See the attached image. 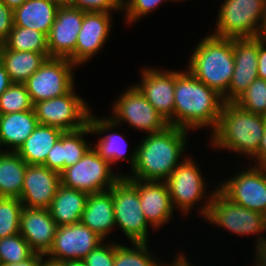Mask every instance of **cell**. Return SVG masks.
Segmentation results:
<instances>
[{"instance_id": "cell-1", "label": "cell", "mask_w": 266, "mask_h": 266, "mask_svg": "<svg viewBox=\"0 0 266 266\" xmlns=\"http://www.w3.org/2000/svg\"><path fill=\"white\" fill-rule=\"evenodd\" d=\"M189 130L169 125L164 130L147 134L136 148V163L127 179L165 181L186 158ZM184 158H183V157ZM182 157V158H181ZM182 159V160H181Z\"/></svg>"}, {"instance_id": "cell-2", "label": "cell", "mask_w": 266, "mask_h": 266, "mask_svg": "<svg viewBox=\"0 0 266 266\" xmlns=\"http://www.w3.org/2000/svg\"><path fill=\"white\" fill-rule=\"evenodd\" d=\"M223 96L195 78L188 70L175 71L174 126L186 130L211 128L219 121Z\"/></svg>"}, {"instance_id": "cell-3", "label": "cell", "mask_w": 266, "mask_h": 266, "mask_svg": "<svg viewBox=\"0 0 266 266\" xmlns=\"http://www.w3.org/2000/svg\"><path fill=\"white\" fill-rule=\"evenodd\" d=\"M266 127L263 115L242 109L235 102H224L216 128L210 133V144L248 156L258 165V147Z\"/></svg>"}, {"instance_id": "cell-4", "label": "cell", "mask_w": 266, "mask_h": 266, "mask_svg": "<svg viewBox=\"0 0 266 266\" xmlns=\"http://www.w3.org/2000/svg\"><path fill=\"white\" fill-rule=\"evenodd\" d=\"M197 44L187 70L224 96L228 92L235 66L233 39L206 34Z\"/></svg>"}, {"instance_id": "cell-5", "label": "cell", "mask_w": 266, "mask_h": 266, "mask_svg": "<svg viewBox=\"0 0 266 266\" xmlns=\"http://www.w3.org/2000/svg\"><path fill=\"white\" fill-rule=\"evenodd\" d=\"M165 182L169 190L173 209L179 208L177 210L186 215L197 202L199 203L205 198L206 201L202 203L199 214L201 217L206 216L217 186L213 191H208L209 194L207 193L208 196H206L207 183L194 159L186 156Z\"/></svg>"}, {"instance_id": "cell-6", "label": "cell", "mask_w": 266, "mask_h": 266, "mask_svg": "<svg viewBox=\"0 0 266 266\" xmlns=\"http://www.w3.org/2000/svg\"><path fill=\"white\" fill-rule=\"evenodd\" d=\"M209 224L224 228L239 236L256 235V245L266 241V216L233 203L218 189L215 190L204 217ZM263 233V234H262Z\"/></svg>"}, {"instance_id": "cell-7", "label": "cell", "mask_w": 266, "mask_h": 266, "mask_svg": "<svg viewBox=\"0 0 266 266\" xmlns=\"http://www.w3.org/2000/svg\"><path fill=\"white\" fill-rule=\"evenodd\" d=\"M266 0H224L218 12L215 31L220 38H256Z\"/></svg>"}, {"instance_id": "cell-8", "label": "cell", "mask_w": 266, "mask_h": 266, "mask_svg": "<svg viewBox=\"0 0 266 266\" xmlns=\"http://www.w3.org/2000/svg\"><path fill=\"white\" fill-rule=\"evenodd\" d=\"M112 169L110 163L91 146L76 164L60 173L61 184L87 194L107 191L123 176Z\"/></svg>"}, {"instance_id": "cell-9", "label": "cell", "mask_w": 266, "mask_h": 266, "mask_svg": "<svg viewBox=\"0 0 266 266\" xmlns=\"http://www.w3.org/2000/svg\"><path fill=\"white\" fill-rule=\"evenodd\" d=\"M109 190L113 197L116 226L130 243L148 242V227L152 226L143 215L137 188L122 176Z\"/></svg>"}, {"instance_id": "cell-10", "label": "cell", "mask_w": 266, "mask_h": 266, "mask_svg": "<svg viewBox=\"0 0 266 266\" xmlns=\"http://www.w3.org/2000/svg\"><path fill=\"white\" fill-rule=\"evenodd\" d=\"M74 88L75 86L60 97L35 103L34 111L38 123L63 131H75L85 127L88 124L91 109Z\"/></svg>"}, {"instance_id": "cell-11", "label": "cell", "mask_w": 266, "mask_h": 266, "mask_svg": "<svg viewBox=\"0 0 266 266\" xmlns=\"http://www.w3.org/2000/svg\"><path fill=\"white\" fill-rule=\"evenodd\" d=\"M74 67L77 66L67 58H47L24 82L33 104L65 95L76 86Z\"/></svg>"}, {"instance_id": "cell-12", "label": "cell", "mask_w": 266, "mask_h": 266, "mask_svg": "<svg viewBox=\"0 0 266 266\" xmlns=\"http://www.w3.org/2000/svg\"><path fill=\"white\" fill-rule=\"evenodd\" d=\"M112 104V116L110 118L119 126L128 123L129 127L142 130L146 134L164 130L169 123L148 102L139 89L133 85L127 87Z\"/></svg>"}, {"instance_id": "cell-13", "label": "cell", "mask_w": 266, "mask_h": 266, "mask_svg": "<svg viewBox=\"0 0 266 266\" xmlns=\"http://www.w3.org/2000/svg\"><path fill=\"white\" fill-rule=\"evenodd\" d=\"M227 179L217 187L226 198L266 216V166L253 163Z\"/></svg>"}, {"instance_id": "cell-14", "label": "cell", "mask_w": 266, "mask_h": 266, "mask_svg": "<svg viewBox=\"0 0 266 266\" xmlns=\"http://www.w3.org/2000/svg\"><path fill=\"white\" fill-rule=\"evenodd\" d=\"M104 240L81 222L58 226L52 247L45 254L56 261L83 260Z\"/></svg>"}, {"instance_id": "cell-15", "label": "cell", "mask_w": 266, "mask_h": 266, "mask_svg": "<svg viewBox=\"0 0 266 266\" xmlns=\"http://www.w3.org/2000/svg\"><path fill=\"white\" fill-rule=\"evenodd\" d=\"M85 12L71 6H60L47 35L49 58H67L75 64V47Z\"/></svg>"}, {"instance_id": "cell-16", "label": "cell", "mask_w": 266, "mask_h": 266, "mask_svg": "<svg viewBox=\"0 0 266 266\" xmlns=\"http://www.w3.org/2000/svg\"><path fill=\"white\" fill-rule=\"evenodd\" d=\"M140 75L141 83L135 86L169 125L174 126L175 71L147 67Z\"/></svg>"}, {"instance_id": "cell-17", "label": "cell", "mask_w": 266, "mask_h": 266, "mask_svg": "<svg viewBox=\"0 0 266 266\" xmlns=\"http://www.w3.org/2000/svg\"><path fill=\"white\" fill-rule=\"evenodd\" d=\"M234 72L224 102H235L258 78V37L233 39Z\"/></svg>"}, {"instance_id": "cell-18", "label": "cell", "mask_w": 266, "mask_h": 266, "mask_svg": "<svg viewBox=\"0 0 266 266\" xmlns=\"http://www.w3.org/2000/svg\"><path fill=\"white\" fill-rule=\"evenodd\" d=\"M111 20V13L85 12L75 47L77 67L89 62L95 54L100 53L110 36L113 24Z\"/></svg>"}, {"instance_id": "cell-19", "label": "cell", "mask_w": 266, "mask_h": 266, "mask_svg": "<svg viewBox=\"0 0 266 266\" xmlns=\"http://www.w3.org/2000/svg\"><path fill=\"white\" fill-rule=\"evenodd\" d=\"M60 184V173L43 165H27L19 200L28 208L48 209Z\"/></svg>"}, {"instance_id": "cell-20", "label": "cell", "mask_w": 266, "mask_h": 266, "mask_svg": "<svg viewBox=\"0 0 266 266\" xmlns=\"http://www.w3.org/2000/svg\"><path fill=\"white\" fill-rule=\"evenodd\" d=\"M138 190L141 209L152 230L162 227L172 218L169 190L165 181L128 179Z\"/></svg>"}, {"instance_id": "cell-21", "label": "cell", "mask_w": 266, "mask_h": 266, "mask_svg": "<svg viewBox=\"0 0 266 266\" xmlns=\"http://www.w3.org/2000/svg\"><path fill=\"white\" fill-rule=\"evenodd\" d=\"M57 227L48 209L23 206L19 234L35 253L46 254L49 251L53 245Z\"/></svg>"}, {"instance_id": "cell-22", "label": "cell", "mask_w": 266, "mask_h": 266, "mask_svg": "<svg viewBox=\"0 0 266 266\" xmlns=\"http://www.w3.org/2000/svg\"><path fill=\"white\" fill-rule=\"evenodd\" d=\"M92 112L93 111H91L88 118L90 133L96 135L103 133V137H99L97 144H95L96 146L93 145V148L97 151L98 155L108 161L112 167L114 164H117L119 160H122L130 162L131 168H133L136 163V148L131 155L127 154L130 156L129 158L126 157L129 145L125 135H123V133L110 132L116 129V127H119V125L109 116L107 118H100L93 116ZM104 133H106V135Z\"/></svg>"}, {"instance_id": "cell-23", "label": "cell", "mask_w": 266, "mask_h": 266, "mask_svg": "<svg viewBox=\"0 0 266 266\" xmlns=\"http://www.w3.org/2000/svg\"><path fill=\"white\" fill-rule=\"evenodd\" d=\"M90 133V127L75 131H64L48 152L43 166L61 173L65 168L76 164L92 146L84 137Z\"/></svg>"}, {"instance_id": "cell-24", "label": "cell", "mask_w": 266, "mask_h": 266, "mask_svg": "<svg viewBox=\"0 0 266 266\" xmlns=\"http://www.w3.org/2000/svg\"><path fill=\"white\" fill-rule=\"evenodd\" d=\"M80 222L106 240L116 227L113 197L110 190L89 194Z\"/></svg>"}, {"instance_id": "cell-25", "label": "cell", "mask_w": 266, "mask_h": 266, "mask_svg": "<svg viewBox=\"0 0 266 266\" xmlns=\"http://www.w3.org/2000/svg\"><path fill=\"white\" fill-rule=\"evenodd\" d=\"M38 124L34 110L0 115V151L16 152Z\"/></svg>"}, {"instance_id": "cell-26", "label": "cell", "mask_w": 266, "mask_h": 266, "mask_svg": "<svg viewBox=\"0 0 266 266\" xmlns=\"http://www.w3.org/2000/svg\"><path fill=\"white\" fill-rule=\"evenodd\" d=\"M59 7L51 0H26L13 10L14 26L32 28L48 35Z\"/></svg>"}, {"instance_id": "cell-27", "label": "cell", "mask_w": 266, "mask_h": 266, "mask_svg": "<svg viewBox=\"0 0 266 266\" xmlns=\"http://www.w3.org/2000/svg\"><path fill=\"white\" fill-rule=\"evenodd\" d=\"M89 194L60 184L48 208L57 226L80 222Z\"/></svg>"}, {"instance_id": "cell-28", "label": "cell", "mask_w": 266, "mask_h": 266, "mask_svg": "<svg viewBox=\"0 0 266 266\" xmlns=\"http://www.w3.org/2000/svg\"><path fill=\"white\" fill-rule=\"evenodd\" d=\"M63 132V130L53 126L38 124L16 153L28 165H43L48 152Z\"/></svg>"}, {"instance_id": "cell-29", "label": "cell", "mask_w": 266, "mask_h": 266, "mask_svg": "<svg viewBox=\"0 0 266 266\" xmlns=\"http://www.w3.org/2000/svg\"><path fill=\"white\" fill-rule=\"evenodd\" d=\"M46 59L42 53L9 50L0 44V61L12 83H24Z\"/></svg>"}, {"instance_id": "cell-30", "label": "cell", "mask_w": 266, "mask_h": 266, "mask_svg": "<svg viewBox=\"0 0 266 266\" xmlns=\"http://www.w3.org/2000/svg\"><path fill=\"white\" fill-rule=\"evenodd\" d=\"M27 165L16 152L0 151V197L20 198Z\"/></svg>"}, {"instance_id": "cell-31", "label": "cell", "mask_w": 266, "mask_h": 266, "mask_svg": "<svg viewBox=\"0 0 266 266\" xmlns=\"http://www.w3.org/2000/svg\"><path fill=\"white\" fill-rule=\"evenodd\" d=\"M7 49L42 53L49 58L47 35L32 28L13 26L8 38L2 43Z\"/></svg>"}, {"instance_id": "cell-32", "label": "cell", "mask_w": 266, "mask_h": 266, "mask_svg": "<svg viewBox=\"0 0 266 266\" xmlns=\"http://www.w3.org/2000/svg\"><path fill=\"white\" fill-rule=\"evenodd\" d=\"M132 248L114 243V266H164L149 250L148 242H132Z\"/></svg>"}, {"instance_id": "cell-33", "label": "cell", "mask_w": 266, "mask_h": 266, "mask_svg": "<svg viewBox=\"0 0 266 266\" xmlns=\"http://www.w3.org/2000/svg\"><path fill=\"white\" fill-rule=\"evenodd\" d=\"M34 110V104L24 83H12L0 95V115Z\"/></svg>"}, {"instance_id": "cell-34", "label": "cell", "mask_w": 266, "mask_h": 266, "mask_svg": "<svg viewBox=\"0 0 266 266\" xmlns=\"http://www.w3.org/2000/svg\"><path fill=\"white\" fill-rule=\"evenodd\" d=\"M22 208L19 198L0 197V239L19 234Z\"/></svg>"}, {"instance_id": "cell-35", "label": "cell", "mask_w": 266, "mask_h": 266, "mask_svg": "<svg viewBox=\"0 0 266 266\" xmlns=\"http://www.w3.org/2000/svg\"><path fill=\"white\" fill-rule=\"evenodd\" d=\"M35 252L20 235L0 239V264L20 263L30 258Z\"/></svg>"}, {"instance_id": "cell-36", "label": "cell", "mask_w": 266, "mask_h": 266, "mask_svg": "<svg viewBox=\"0 0 266 266\" xmlns=\"http://www.w3.org/2000/svg\"><path fill=\"white\" fill-rule=\"evenodd\" d=\"M235 103L246 111L264 115L266 113V80L256 78Z\"/></svg>"}, {"instance_id": "cell-37", "label": "cell", "mask_w": 266, "mask_h": 266, "mask_svg": "<svg viewBox=\"0 0 266 266\" xmlns=\"http://www.w3.org/2000/svg\"><path fill=\"white\" fill-rule=\"evenodd\" d=\"M175 0H123L124 20L129 24L136 23L140 17L147 16L163 2Z\"/></svg>"}, {"instance_id": "cell-38", "label": "cell", "mask_w": 266, "mask_h": 266, "mask_svg": "<svg viewBox=\"0 0 266 266\" xmlns=\"http://www.w3.org/2000/svg\"><path fill=\"white\" fill-rule=\"evenodd\" d=\"M69 6L83 12H123V0H72Z\"/></svg>"}, {"instance_id": "cell-39", "label": "cell", "mask_w": 266, "mask_h": 266, "mask_svg": "<svg viewBox=\"0 0 266 266\" xmlns=\"http://www.w3.org/2000/svg\"><path fill=\"white\" fill-rule=\"evenodd\" d=\"M105 243V244H104ZM85 266H114V242H102L83 260Z\"/></svg>"}, {"instance_id": "cell-40", "label": "cell", "mask_w": 266, "mask_h": 266, "mask_svg": "<svg viewBox=\"0 0 266 266\" xmlns=\"http://www.w3.org/2000/svg\"><path fill=\"white\" fill-rule=\"evenodd\" d=\"M13 26V9L0 0V44L8 38Z\"/></svg>"}, {"instance_id": "cell-41", "label": "cell", "mask_w": 266, "mask_h": 266, "mask_svg": "<svg viewBox=\"0 0 266 266\" xmlns=\"http://www.w3.org/2000/svg\"><path fill=\"white\" fill-rule=\"evenodd\" d=\"M258 78L266 80V40L258 38Z\"/></svg>"}, {"instance_id": "cell-42", "label": "cell", "mask_w": 266, "mask_h": 266, "mask_svg": "<svg viewBox=\"0 0 266 266\" xmlns=\"http://www.w3.org/2000/svg\"><path fill=\"white\" fill-rule=\"evenodd\" d=\"M44 256L45 254L34 253L30 258L23 262L13 264H0V266H41L42 258Z\"/></svg>"}, {"instance_id": "cell-43", "label": "cell", "mask_w": 266, "mask_h": 266, "mask_svg": "<svg viewBox=\"0 0 266 266\" xmlns=\"http://www.w3.org/2000/svg\"><path fill=\"white\" fill-rule=\"evenodd\" d=\"M254 262L259 266H266V241L261 244L255 245Z\"/></svg>"}, {"instance_id": "cell-44", "label": "cell", "mask_w": 266, "mask_h": 266, "mask_svg": "<svg viewBox=\"0 0 266 266\" xmlns=\"http://www.w3.org/2000/svg\"><path fill=\"white\" fill-rule=\"evenodd\" d=\"M12 84L3 63L0 61V95Z\"/></svg>"}, {"instance_id": "cell-45", "label": "cell", "mask_w": 266, "mask_h": 266, "mask_svg": "<svg viewBox=\"0 0 266 266\" xmlns=\"http://www.w3.org/2000/svg\"><path fill=\"white\" fill-rule=\"evenodd\" d=\"M258 165L266 166V127L258 147Z\"/></svg>"}, {"instance_id": "cell-46", "label": "cell", "mask_w": 266, "mask_h": 266, "mask_svg": "<svg viewBox=\"0 0 266 266\" xmlns=\"http://www.w3.org/2000/svg\"><path fill=\"white\" fill-rule=\"evenodd\" d=\"M187 259L188 258L184 255V252L183 254L179 252L171 263H164V266H193Z\"/></svg>"}, {"instance_id": "cell-47", "label": "cell", "mask_w": 266, "mask_h": 266, "mask_svg": "<svg viewBox=\"0 0 266 266\" xmlns=\"http://www.w3.org/2000/svg\"><path fill=\"white\" fill-rule=\"evenodd\" d=\"M258 38L265 39L266 40V6L264 9L261 25L259 28Z\"/></svg>"}, {"instance_id": "cell-48", "label": "cell", "mask_w": 266, "mask_h": 266, "mask_svg": "<svg viewBox=\"0 0 266 266\" xmlns=\"http://www.w3.org/2000/svg\"><path fill=\"white\" fill-rule=\"evenodd\" d=\"M41 266H64V262L52 260L45 256L42 258Z\"/></svg>"}, {"instance_id": "cell-49", "label": "cell", "mask_w": 266, "mask_h": 266, "mask_svg": "<svg viewBox=\"0 0 266 266\" xmlns=\"http://www.w3.org/2000/svg\"><path fill=\"white\" fill-rule=\"evenodd\" d=\"M6 6L12 8L13 10L21 6L26 0H1Z\"/></svg>"}, {"instance_id": "cell-50", "label": "cell", "mask_w": 266, "mask_h": 266, "mask_svg": "<svg viewBox=\"0 0 266 266\" xmlns=\"http://www.w3.org/2000/svg\"><path fill=\"white\" fill-rule=\"evenodd\" d=\"M64 266H85L82 260L65 261Z\"/></svg>"}, {"instance_id": "cell-51", "label": "cell", "mask_w": 266, "mask_h": 266, "mask_svg": "<svg viewBox=\"0 0 266 266\" xmlns=\"http://www.w3.org/2000/svg\"><path fill=\"white\" fill-rule=\"evenodd\" d=\"M59 6H69L72 0H51Z\"/></svg>"}, {"instance_id": "cell-52", "label": "cell", "mask_w": 266, "mask_h": 266, "mask_svg": "<svg viewBox=\"0 0 266 266\" xmlns=\"http://www.w3.org/2000/svg\"><path fill=\"white\" fill-rule=\"evenodd\" d=\"M264 116V119H265V123H266V113L263 115Z\"/></svg>"}]
</instances>
